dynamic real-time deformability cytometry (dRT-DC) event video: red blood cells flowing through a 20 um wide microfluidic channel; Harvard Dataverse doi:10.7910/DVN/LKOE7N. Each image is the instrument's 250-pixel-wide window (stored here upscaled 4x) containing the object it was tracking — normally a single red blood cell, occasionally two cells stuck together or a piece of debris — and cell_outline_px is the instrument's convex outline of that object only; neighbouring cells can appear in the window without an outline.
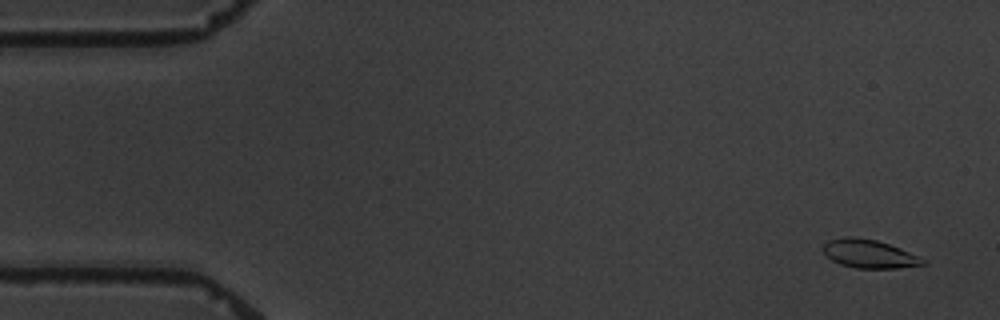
{"species": "common noctule bat (a hibernating species)", "species_latin": "Nyctalus noctula", "temperature_condition": "warm", "stored_images_in_passage": 4, "camera_frame_rate_fps": 3000, "um_per_image_px": 0.085, "animal": {"sex": "male", "body_mass_g": 19.5, "forearm_length_mm": 54.6}, "frame": {"image": 1, "passage_image": 1, "time_ms": 0.0, "image_size_px": [1000, 320], "cell_outline_px": [[928, 264], [896, 268], [856, 268], [840, 264], [832, 260], [820, 248], [828, 240], [848, 236], [852, 236], [876, 240], [900, 248], [924, 260]], "centroid_in_image_um": [73.83, 21.57], "position_along_channel_um": 11.2, "area_um2": 16.36}}
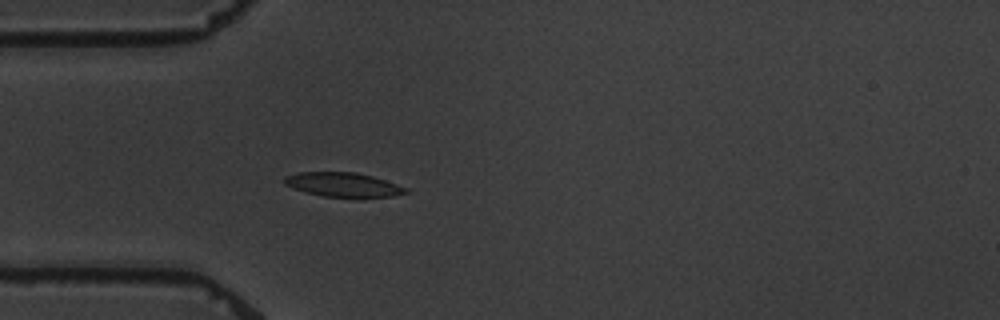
{"frame": {"image": 2, "passage_image": 4, "time_ms": 4.667, "image_size_px": [1000, 320], "cell_outline_px": [[408, 192], [392, 196], [324, 196], [308, 192], [284, 184], [284, 176], [300, 172], [356, 172], [372, 176], [408, 188]], "centroid_in_image_um": [29.16, 15.67], "position_along_channel_um": 55.8, "area_um2": 16.59}}